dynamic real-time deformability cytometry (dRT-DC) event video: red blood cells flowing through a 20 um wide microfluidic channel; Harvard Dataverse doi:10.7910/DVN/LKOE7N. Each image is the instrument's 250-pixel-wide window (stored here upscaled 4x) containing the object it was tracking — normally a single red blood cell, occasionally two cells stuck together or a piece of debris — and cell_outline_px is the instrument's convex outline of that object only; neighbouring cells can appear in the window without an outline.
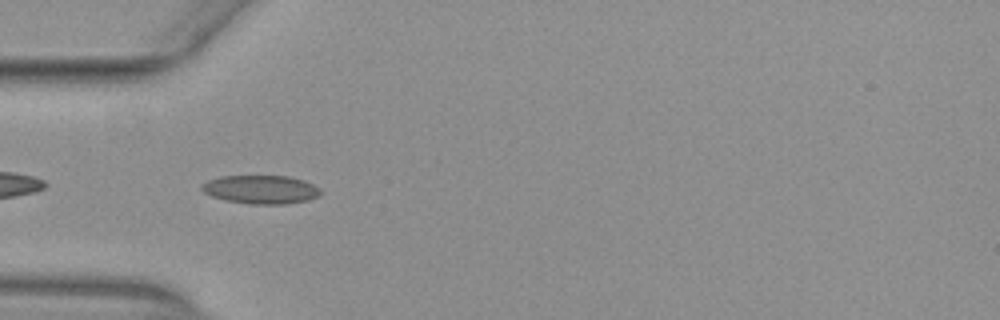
{"species": "common noctule bat (a hibernating species)", "species_latin": "Nyctalus noctula", "temperature_condition": "warm", "stored_images_in_passage": 38, "camera_frame_rate_fps": 3000, "um_per_image_px": 0.085, "animal": {"sex": "female", "body_mass_g": 29.2, "forearm_length_mm": 56.3}, "frame": {"image": 1, "passage_image": 2, "time_ms": 0.333, "image_size_px": [1000, 320], "cell_outline_px": [[320, 192], [316, 196], [308, 200], [284, 204], [248, 204], [228, 200], [212, 196], [204, 192], [200, 188], [208, 180], [220, 176], [288, 176], [304, 180], [320, 188]], "centroid_in_image_um": [22.17, 16.1], "position_along_channel_um": 62.8, "area_um2": 19.54}}
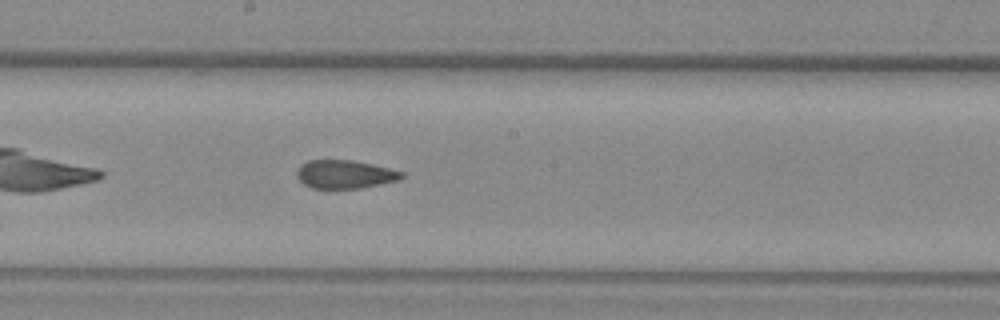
{"frame": {"image": 2, "passage_image": 14, "time_ms": 4.333, "image_size_px": [1000, 320], "cell_outline_px": [[404, 176], [400, 180], [360, 188], [312, 188], [304, 184], [296, 176], [296, 172], [300, 164], [308, 160], [352, 160], [372, 164], [404, 172]], "centroid_in_image_um": [29.3, 14.81], "position_along_channel_um": 218.9, "area_um2": 17.34}}
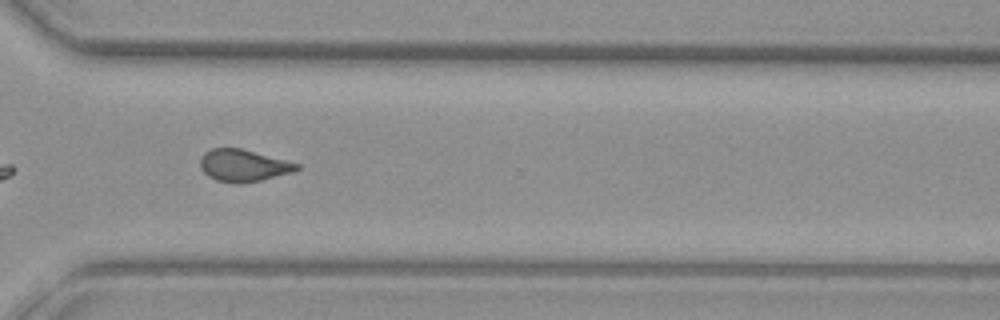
{"frame": {"image": 3, "passage_image": 24, "time_ms": 7.667, "image_size_px": [1000, 320], "cell_outline_px": [[300, 168], [292, 172], [244, 184], [236, 184], [216, 180], [208, 176], [200, 168], [200, 156], [204, 152], [212, 148], [240, 148], [300, 164]], "centroid_in_image_um": [20.64, 14.07], "position_along_channel_um": 350.0, "area_um2": 18.03}, "authors_computed_cell_mechanics": {"area_um2": 18.2359, "velocity_mm_per_s": 3.9361, "shape_relaxation_time_tau1_ms": null, "shape_relaxation_time_tau2_ms": 1.9159, "deformation_change_tau1": null, "deformation_change_tau2": 0.0936}}